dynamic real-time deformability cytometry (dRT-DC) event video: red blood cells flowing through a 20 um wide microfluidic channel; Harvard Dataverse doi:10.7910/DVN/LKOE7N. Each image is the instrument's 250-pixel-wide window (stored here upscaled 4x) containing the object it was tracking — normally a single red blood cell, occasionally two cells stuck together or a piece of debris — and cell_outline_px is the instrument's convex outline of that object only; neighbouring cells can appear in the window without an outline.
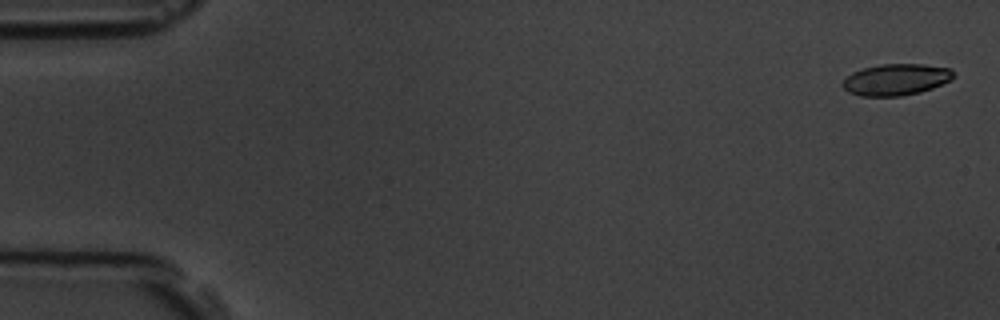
{"species": "common noctule bat (a hibernating species)", "species_latin": "Nyctalus noctula", "temperature_condition": "room temperature", "stored_images_in_passage": 5, "camera_frame_rate_fps": 3000, "um_per_image_px": 0.085, "animal": {"sex": "male", "body_mass_g": 19.5, "forearm_length_mm": 54.6}, "frame": {"image": 1, "passage_image": 1, "time_ms": 0.0, "image_size_px": [1000, 320], "cell_outline_px": [[956, 76], [952, 80], [932, 88], [920, 92], [900, 96], [860, 96], [848, 92], [840, 84], [852, 72], [864, 68], [880, 64], [924, 64], [952, 68]], "centroid_in_image_um": [76.19, 6.76], "position_along_channel_um": 8.8, "area_um2": 20.52}}
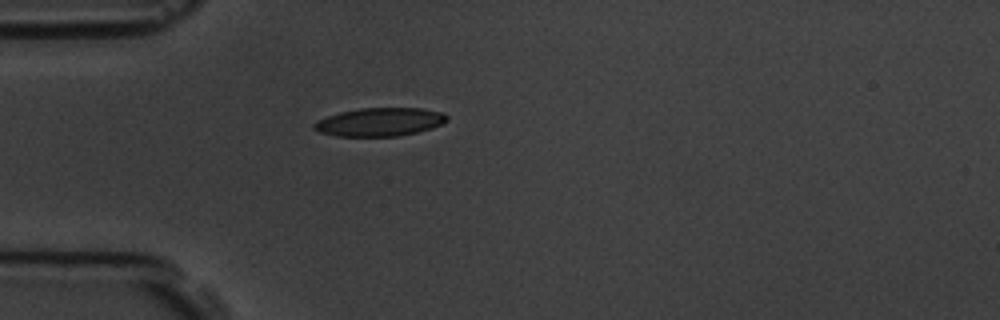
{"frame": {"image": 2, "passage_image": 5, "time_ms": 4.667, "image_size_px": [1000, 320], "cell_outline_px": [[448, 120], [432, 128], [416, 132], [396, 136], [336, 136], [320, 132], [312, 128], [312, 124], [316, 120], [340, 112], [360, 108], [420, 108], [444, 112], [448, 116]], "centroid_in_image_um": [32.27, 10.36], "position_along_channel_um": 52.7, "area_um2": 21.96}}